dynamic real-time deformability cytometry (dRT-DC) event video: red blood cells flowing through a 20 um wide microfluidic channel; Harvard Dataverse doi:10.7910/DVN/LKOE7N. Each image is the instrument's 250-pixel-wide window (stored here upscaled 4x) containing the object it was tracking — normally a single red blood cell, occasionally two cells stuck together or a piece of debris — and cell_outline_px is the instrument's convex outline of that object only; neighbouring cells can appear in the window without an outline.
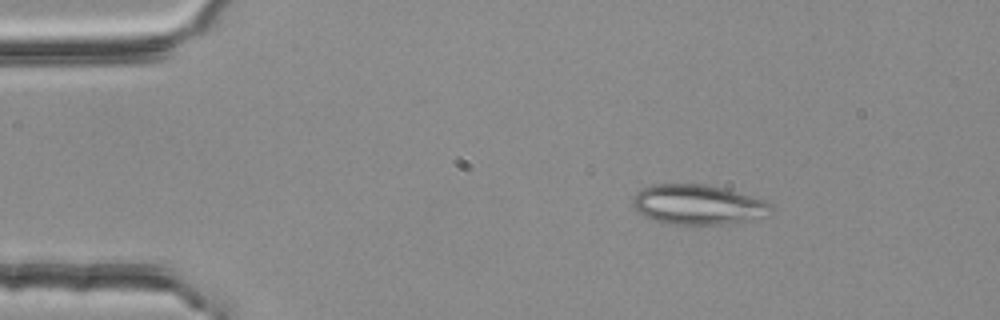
{"species": "common noctule bat (a hibernating species)", "species_latin": "Nyctalus noctula", "temperature_condition": "room temperature", "stored_images_in_passage": 53, "camera_frame_rate_fps": 3000, "um_per_image_px": 0.085, "animal": {"sex": "female", "body_mass_g": 25.1}, "frame": {"image": 1, "passage_image": 8, "time_ms": 2.333, "image_size_px": [1000, 320], "cell_outline_px": [[772, 208], [768, 216], [720, 224], [672, 224], [656, 220], [644, 216], [632, 208], [632, 200], [636, 192], [652, 184], [704, 184], [724, 188], [764, 200]], "centroid_in_image_um": [59.27, 17.38], "position_along_channel_um": 25.7, "area_um2": 31.79}}
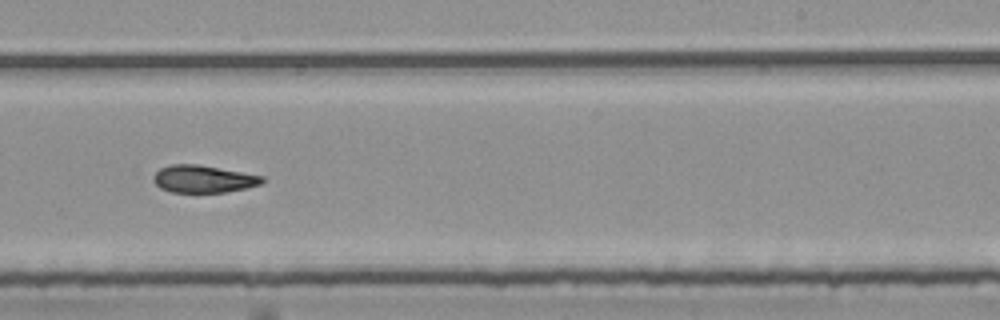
{"frame": {"image": 2, "passage_image": 33, "time_ms": 10.667, "image_size_px": [1000, 320], "cell_outline_px": [[268, 180], [260, 184], [248, 188], [224, 192], [172, 192], [160, 188], [152, 180], [152, 176], [160, 168], [172, 164], [200, 164], [264, 176]], "centroid_in_image_um": [17.31, 15.2], "position_along_channel_um": 271.7, "area_um2": 17.57}}
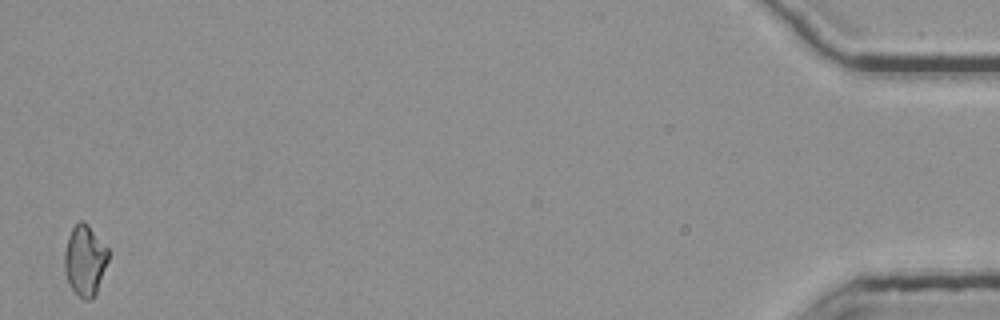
{"frame": {"image": 3, "passage_image": 53, "time_ms": 17.333, "image_size_px": [1000, 320], "cell_outline_px": [[108, 260], [96, 296], [92, 300], [84, 300], [72, 288], [64, 272], [64, 252], [68, 236], [72, 228], [80, 220], [84, 220], [88, 224], [108, 248]], "centroid_in_image_um": [7.22, 22.13], "position_along_channel_um": 428.0, "area_um2": 18.15}, "authors_computed_cell_mechanics": {"area_um2": 18.1492, "velocity_mm_per_s": 3.7728, "shape_relaxation_time_tau1_ms": 9.298, "shape_relaxation_time_tau2_ms": 5.797, "deformation_change_tau1": 0.2073, "deformation_change_tau2": 0.135}}